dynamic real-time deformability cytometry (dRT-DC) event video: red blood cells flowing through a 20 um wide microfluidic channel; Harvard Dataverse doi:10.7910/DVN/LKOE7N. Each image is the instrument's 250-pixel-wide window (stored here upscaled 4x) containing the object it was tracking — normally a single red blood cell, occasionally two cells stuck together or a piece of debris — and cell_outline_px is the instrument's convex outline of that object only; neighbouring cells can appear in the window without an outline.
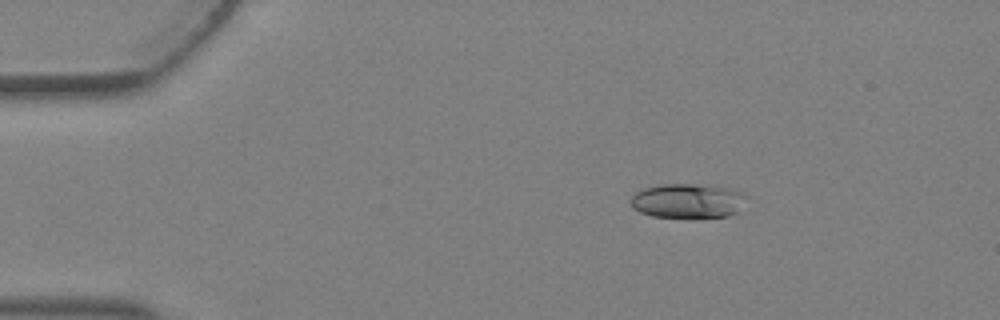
{"species": "Egyptian fruit bat (a non-hibernating species)", "species_latin": "Rousettus aegyptiacus", "temperature_condition": "warm", "stored_images_in_passage": 2, "camera_frame_rate_fps": 3000, "um_per_image_px": 0.085, "animal": {"sex": "female"}, "frame": {"image": 1, "passage_image": 1, "time_ms": 0.0, "image_size_px": [1000, 320], "cell_outline_px": [[748, 196], [736, 212], [728, 216], [652, 216], [640, 212], [632, 208], [628, 200], [636, 192], [644, 188], [664, 184], [692, 184], [732, 188], [744, 192]], "centroid_in_image_um": [58.44, 17.05], "position_along_channel_um": 26.6, "area_um2": 23.0}}